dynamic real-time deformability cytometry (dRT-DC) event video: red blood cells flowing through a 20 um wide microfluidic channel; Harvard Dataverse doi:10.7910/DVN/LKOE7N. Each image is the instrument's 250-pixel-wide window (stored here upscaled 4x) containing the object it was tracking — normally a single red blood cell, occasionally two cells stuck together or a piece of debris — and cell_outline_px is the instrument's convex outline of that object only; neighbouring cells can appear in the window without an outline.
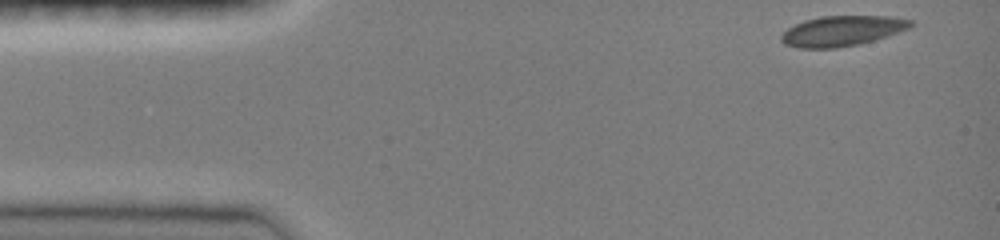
{"species": "common noctule bat (a hibernating species)", "species_latin": "Nyctalus noctula", "temperature_condition": "room temperature", "stored_images_in_passage": 41, "camera_frame_rate_fps": 3000, "um_per_image_px": 0.085, "animal": {"sex": "female", "body_mass_g": 19.0, "forearm_length_mm": 51.5}, "frame": {"image": 1, "passage_image": 1, "time_ms": 0.0, "image_size_px": [1000, 240], "cell_outline_px": [[912, 24], [908, 28], [888, 36], [860, 44], [836, 48], [796, 48], [784, 44], [780, 40], [780, 36], [788, 28], [804, 20], [820, 16], [892, 16], [912, 20]], "centroid_in_image_um": [71.55, 2.63], "position_along_channel_um": 13.4, "area_um2": 22.89}}
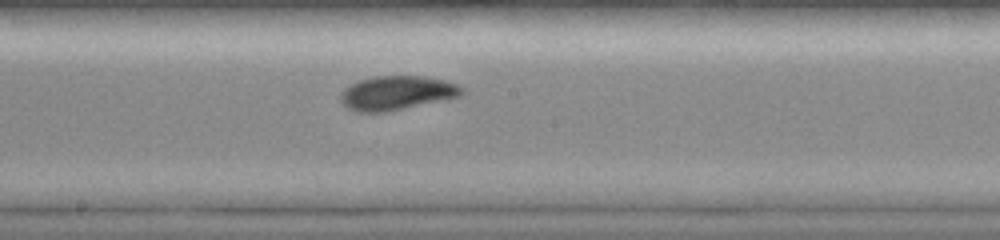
{"frame": {"image": 2, "passage_image": 23, "time_ms": 7.333, "image_size_px": [1000, 240], "cell_outline_px": [[464, 92], [460, 96], [448, 100], [384, 112], [356, 112], [348, 108], [340, 100], [340, 96], [344, 88], [360, 80], [372, 76], [424, 76], [444, 80], [456, 84], [464, 88]], "centroid_in_image_um": [33.76, 7.9], "position_along_channel_um": 214.4, "area_um2": 24.22}}
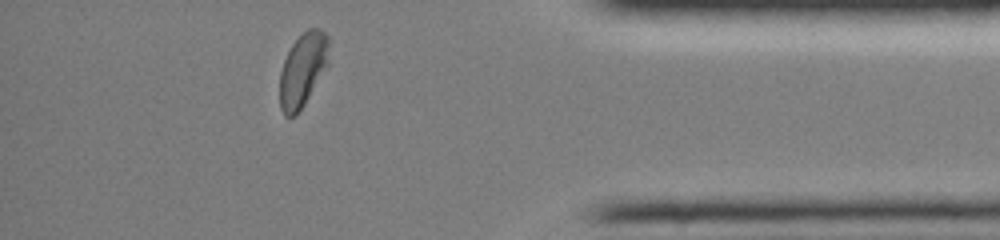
{"frame": {"image": 3, "passage_image": 39, "time_ms": 12.667, "image_size_px": [1000, 240], "cell_outline_px": [[328, 64], [304, 104], [296, 116], [284, 116], [280, 108], [280, 72], [284, 60], [292, 44], [308, 28], [320, 28], [328, 36]], "centroid_in_image_um": [25.72, 5.93], "position_along_channel_um": 409.5, "area_um2": 20.87}, "authors_computed_cell_mechanics": {"area_um2": 22.831, "velocity_mm_per_s": 4.0269, "shape_relaxation_time_tau1_ms": 4.5199, "shape_relaxation_time_tau2_ms": 1.8635, "deformation_change_tau1": 0.1518, "deformation_change_tau2": 0.0451}}